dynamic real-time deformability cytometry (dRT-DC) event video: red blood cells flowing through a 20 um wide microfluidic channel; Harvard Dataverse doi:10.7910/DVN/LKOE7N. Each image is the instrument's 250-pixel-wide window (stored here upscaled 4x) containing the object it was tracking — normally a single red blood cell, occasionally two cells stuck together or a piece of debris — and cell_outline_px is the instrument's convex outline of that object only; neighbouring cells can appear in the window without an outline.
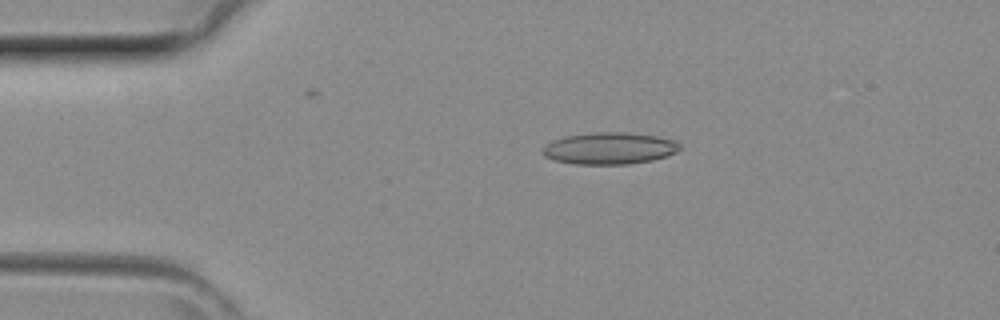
{"species": "common noctule bat (a hibernating species)", "species_latin": "Nyctalus noctula", "temperature_condition": "room temperature", "stored_images_in_passage": 39, "camera_frame_rate_fps": 3000, "um_per_image_px": 0.085, "animal": {"sex": "female", "body_mass_g": 29.2, "forearm_length_mm": 56.3}, "frame": {"image": 1, "passage_image": 6, "time_ms": 1.667, "image_size_px": [1000, 320], "cell_outline_px": [[680, 148], [676, 152], [668, 156], [652, 160], [628, 164], [576, 164], [556, 160], [544, 156], [540, 152], [540, 148], [544, 144], [552, 140], [564, 136], [592, 132], [624, 132], [656, 136], [676, 140], [680, 144]], "centroid_in_image_um": [51.77, 12.6], "position_along_channel_um": 33.2, "area_um2": 25.72}}
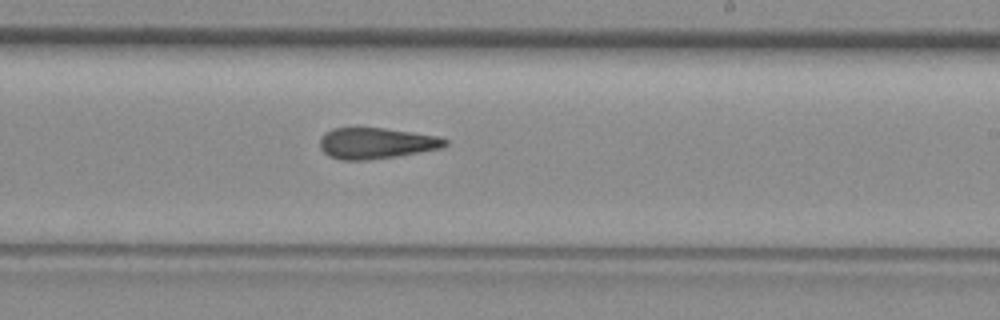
{"frame": {"image": 2, "passage_image": 22, "time_ms": 7.0, "image_size_px": [1000, 320], "cell_outline_px": [[448, 144], [444, 148], [396, 156], [368, 160], [340, 160], [328, 156], [320, 148], [320, 140], [332, 128], [384, 128], [440, 136], [448, 140]], "centroid_in_image_um": [32.02, 12.18], "position_along_channel_um": 257.0, "area_um2": 22.66}}
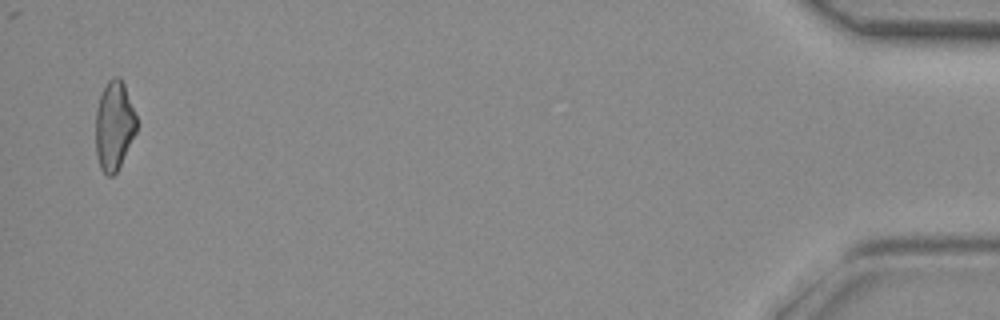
{"frame": {"image": 3, "passage_image": 38, "time_ms": 12.333, "image_size_px": [1000, 320], "cell_outline_px": [[136, 132], [116, 172], [112, 176], [108, 176], [100, 168], [96, 152], [96, 108], [100, 96], [108, 80], [112, 76], [120, 76], [124, 84], [136, 116]], "centroid_in_image_um": [9.69, 10.65], "position_along_channel_um": 425.5, "area_um2": 20.98}}